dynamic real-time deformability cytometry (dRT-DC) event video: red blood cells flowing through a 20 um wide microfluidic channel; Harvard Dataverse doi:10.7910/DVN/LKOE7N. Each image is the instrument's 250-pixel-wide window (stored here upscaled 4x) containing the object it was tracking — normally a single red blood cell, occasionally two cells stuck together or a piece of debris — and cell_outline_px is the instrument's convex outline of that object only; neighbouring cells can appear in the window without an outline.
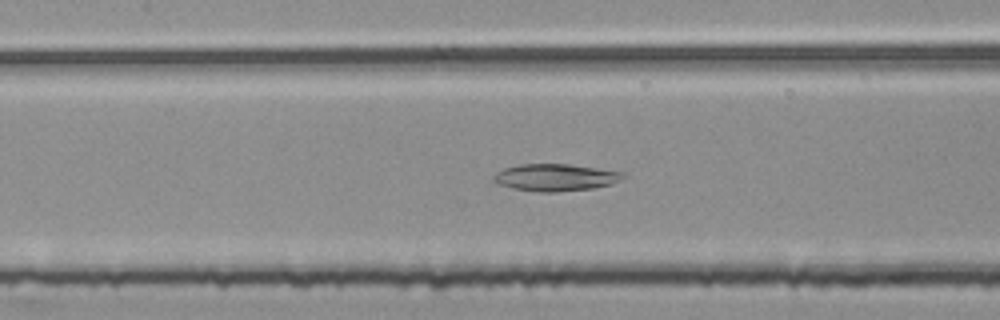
{"species": "common noctule bat (a hibernating species)", "species_latin": "Nyctalus noctula", "temperature_condition": "room temperature", "stored_images_in_passage": 54, "camera_frame_rate_fps": 3000, "um_per_image_px": 0.085, "animal": {"sex": "female", "body_mass_g": 25.1}, "frame": {"image": 1, "passage_image": 25, "time_ms": 8.0, "image_size_px": [1000, 320], "cell_outline_px": [[628, 176], [612, 184], [592, 188], [556, 192], [540, 192], [512, 188], [496, 184], [492, 180], [492, 176], [496, 172], [504, 168], [520, 164], [568, 164], [624, 172]], "centroid_in_image_um": [47.19, 15.08], "position_along_channel_um": 160.2, "area_um2": 20.58}}
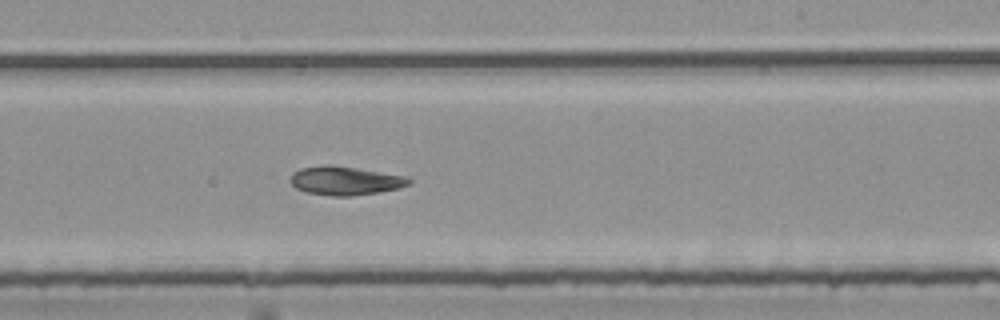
{"frame": {"image": 2, "passage_image": 33, "time_ms": 10.667, "image_size_px": [1000, 320], "cell_outline_px": [[412, 180], [408, 184], [400, 188], [380, 192], [352, 196], [332, 196], [304, 192], [296, 188], [292, 184], [292, 172], [300, 168], [356, 168], [404, 176]], "centroid_in_image_um": [29.38, 15.42], "position_along_channel_um": 259.6, "area_um2": 18.9}}
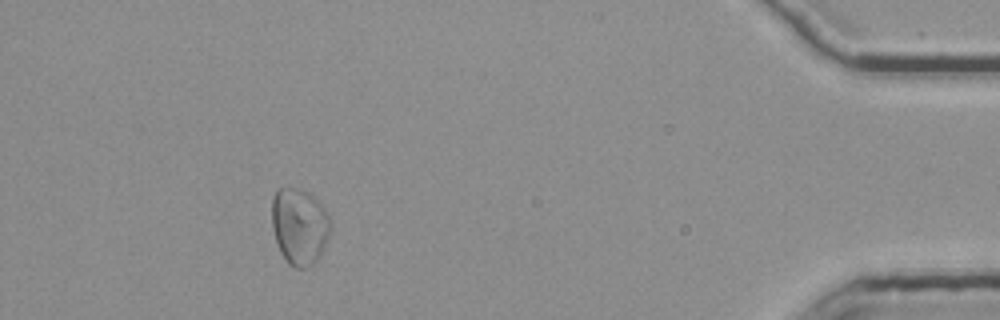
{"frame": {"image": 3, "passage_image": 50, "time_ms": 16.333, "image_size_px": [1000, 320], "cell_outline_px": [[332, 224], [324, 248], [320, 256], [312, 264], [304, 268], [296, 268], [288, 264], [280, 252], [272, 228], [272, 196], [276, 188], [300, 188], [308, 192], [320, 204], [332, 220]], "centroid_in_image_um": [25.44, 19.23], "position_along_channel_um": 409.8, "area_um2": 26.3}}